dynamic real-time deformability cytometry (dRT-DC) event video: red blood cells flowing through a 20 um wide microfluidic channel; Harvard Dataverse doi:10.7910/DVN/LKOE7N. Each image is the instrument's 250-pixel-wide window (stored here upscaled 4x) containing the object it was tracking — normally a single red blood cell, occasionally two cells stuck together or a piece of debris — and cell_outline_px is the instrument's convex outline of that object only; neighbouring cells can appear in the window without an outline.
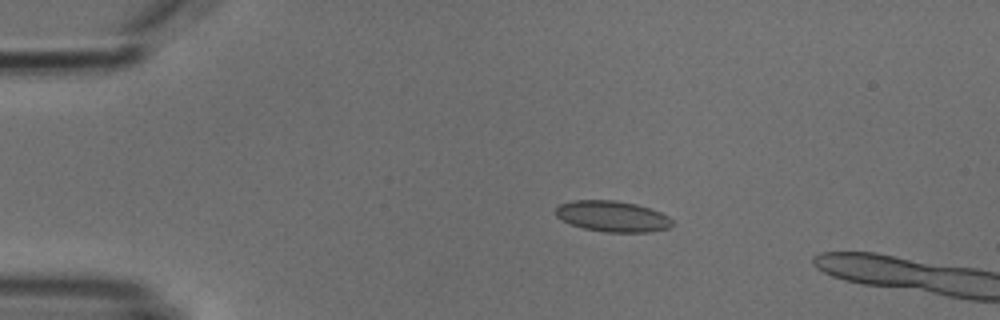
{"species": "common noctule bat (a hibernating species)", "species_latin": "Nyctalus noctula", "temperature_condition": "cold", "stored_images_in_passage": 8, "camera_frame_rate_fps": 3000, "um_per_image_px": 0.085, "animal": {"sex": "male", "body_mass_g": 18.8}, "frame": {"image": 1, "passage_image": 2, "time_ms": 2.333, "image_size_px": [1000, 320], "cell_outline_px": [[672, 224], [668, 228], [652, 232], [604, 232], [584, 228], [572, 224], [556, 216], [556, 208], [560, 204], [572, 200], [616, 200], [636, 204], [652, 208], [668, 216], [672, 220]], "centroid_in_image_um": [52.08, 18.38], "position_along_channel_um": 32.9, "area_um2": 20.98}}
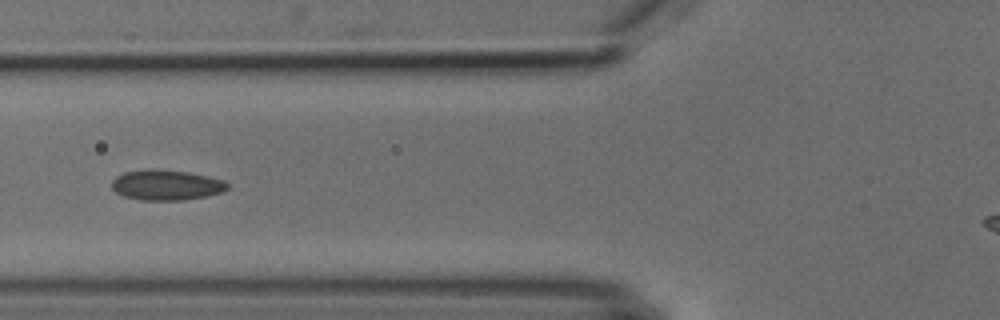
{"frame": {"image": 2, "passage_image": 5, "time_ms": 5.667, "image_size_px": [1000, 320], "cell_outline_px": [[228, 188], [224, 192], [184, 200], [140, 200], [124, 196], [116, 192], [112, 188], [112, 180], [116, 176], [124, 172], [148, 168], [156, 168], [188, 172], [208, 176], [224, 180], [228, 184]], "centroid_in_image_um": [14.13, 15.71], "position_along_channel_um": 111.7, "area_um2": 20.63}}
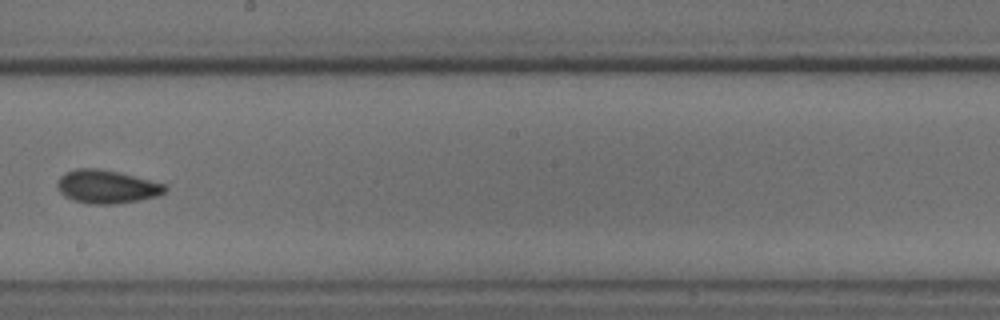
{"frame": {"image": 3, "passage_image": 8, "time_ms": 9.0, "image_size_px": [1000, 320], "cell_outline_px": [[168, 192], [156, 196], [140, 200], [116, 204], [92, 204], [72, 200], [64, 196], [60, 192], [56, 184], [60, 176], [64, 172], [76, 168], [96, 168], [120, 172], [164, 184], [168, 188]], "centroid_in_image_um": [9.06, 15.87], "position_along_channel_um": 239.1, "area_um2": 21.1}}